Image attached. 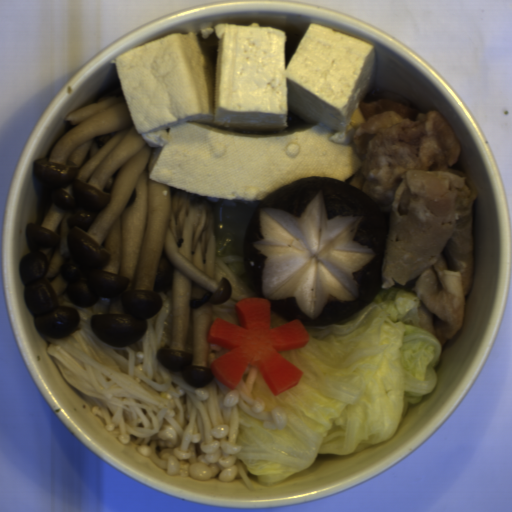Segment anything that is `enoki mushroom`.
Wrapping results in <instances>:
<instances>
[{
  "instance_id": "cea9216a",
  "label": "enoki mushroom",
  "mask_w": 512,
  "mask_h": 512,
  "mask_svg": "<svg viewBox=\"0 0 512 512\" xmlns=\"http://www.w3.org/2000/svg\"><path fill=\"white\" fill-rule=\"evenodd\" d=\"M161 307L145 319L141 337L122 348L108 346L93 332L91 317L110 311L109 297L94 305H77L62 294V305L76 310L79 322L65 338H46L47 351L68 385L88 401L94 415L105 419V429L119 428V441L136 439V450L170 475L200 480L216 476L228 482L241 478L255 487L246 465L236 458L238 407L276 428L287 422L284 411L265 412L251 393L258 369L251 366L235 388L215 376L208 384L193 385L181 372L165 368L158 351L169 345L174 320L173 288L157 292Z\"/></svg>"
},
{
  "instance_id": "6df1b440",
  "label": "enoki mushroom",
  "mask_w": 512,
  "mask_h": 512,
  "mask_svg": "<svg viewBox=\"0 0 512 512\" xmlns=\"http://www.w3.org/2000/svg\"><path fill=\"white\" fill-rule=\"evenodd\" d=\"M214 279L216 282L222 281V279L228 280L231 285V293L223 303L212 305L211 320L214 322L215 319H219L242 326L234 302L259 297L245 274L244 256L236 254L215 257Z\"/></svg>"
},
{
  "instance_id": "6f350940",
  "label": "enoki mushroom",
  "mask_w": 512,
  "mask_h": 512,
  "mask_svg": "<svg viewBox=\"0 0 512 512\" xmlns=\"http://www.w3.org/2000/svg\"><path fill=\"white\" fill-rule=\"evenodd\" d=\"M226 352H229V349H224L222 347H219L210 341L209 355H208V361H207L208 367L211 368L213 361Z\"/></svg>"
}]
</instances>
